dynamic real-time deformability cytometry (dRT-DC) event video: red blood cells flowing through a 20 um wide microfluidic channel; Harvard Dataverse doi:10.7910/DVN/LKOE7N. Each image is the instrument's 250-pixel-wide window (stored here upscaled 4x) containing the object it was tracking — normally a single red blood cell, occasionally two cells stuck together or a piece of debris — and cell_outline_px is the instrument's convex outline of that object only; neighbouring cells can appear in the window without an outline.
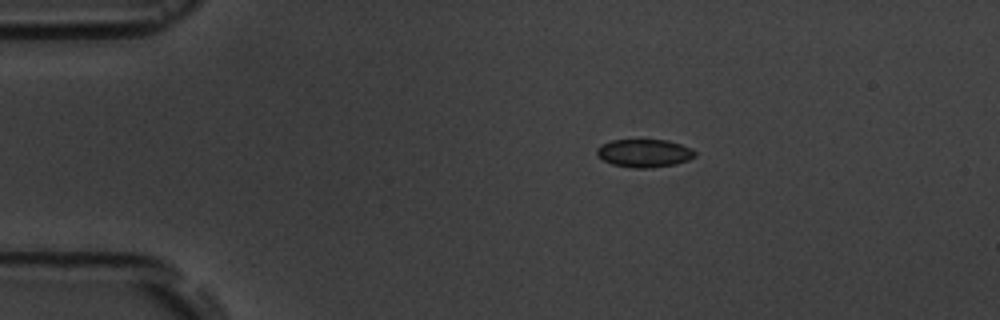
{"species": "common noctule bat (a hibernating species)", "species_latin": "Nyctalus noctula", "temperature_condition": "room temperature", "stored_images_in_passage": 15, "camera_frame_rate_fps": 3000, "um_per_image_px": 0.085, "animal": {"sex": "male", "body_mass_g": 19.5, "forearm_length_mm": 54.6}, "frame": {"image": 1, "passage_image": 3, "time_ms": 2.333, "image_size_px": [1000, 320], "cell_outline_px": [[696, 156], [688, 160], [676, 164], [652, 168], [636, 168], [612, 164], [596, 156], [596, 148], [600, 144], [612, 140], [668, 140], [692, 148], [696, 152]], "centroid_in_image_um": [54.76, 13.02], "position_along_channel_um": 30.2, "area_um2": 16.18}}
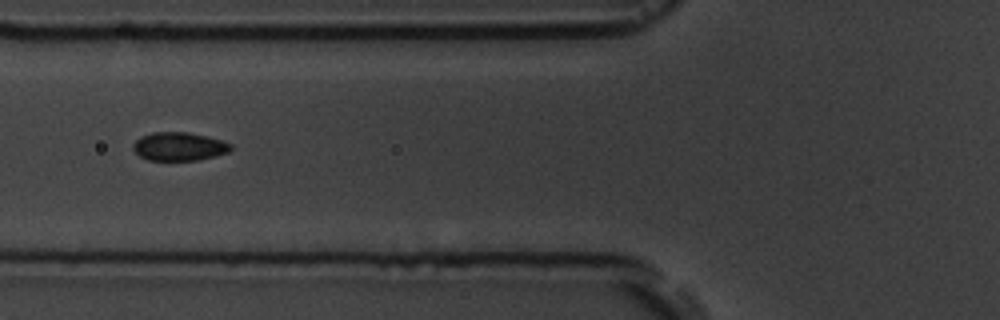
{"frame": {"image": 2, "passage_image": 6, "time_ms": 6.0, "image_size_px": [1000, 320], "cell_outline_px": [[232, 148], [228, 152], [216, 156], [200, 160], [148, 160], [140, 156], [132, 148], [132, 144], [140, 136], [152, 132], [188, 132], [220, 140], [232, 144]], "centroid_in_image_um": [15.2, 12.45], "position_along_channel_um": 110.6, "area_um2": 16.18}}
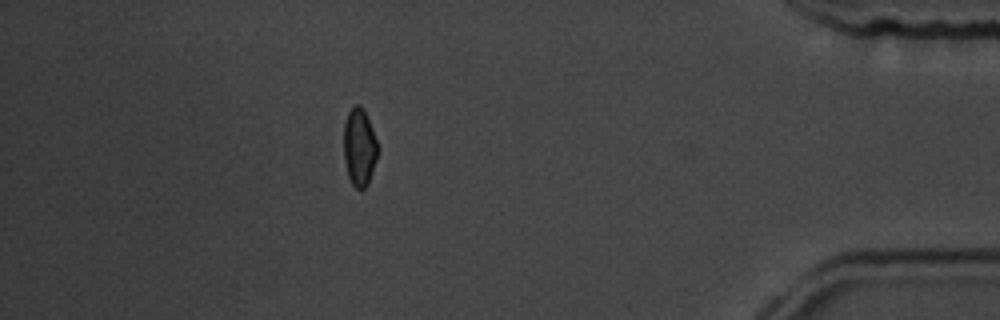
{"frame": {"image": 3, "passage_image": 14, "time_ms": 15.333, "image_size_px": [1000, 320], "cell_outline_px": [[376, 160], [368, 184], [364, 188], [356, 188], [352, 184], [348, 176], [344, 160], [344, 124], [348, 112], [356, 104], [360, 104], [364, 108], [376, 140]], "centroid_in_image_um": [30.52, 12.5], "position_along_channel_um": 404.7, "area_um2": 15.14}, "authors_computed_cell_mechanics": {"area_um2": 16.0684, "velocity_mm_per_s": 3.6386, "shape_relaxation_time_tau1_ms": 1.9535, "shape_relaxation_time_tau2_ms": null, "deformation_change_tau1": 0.0624, "deformation_change_tau2": null}}